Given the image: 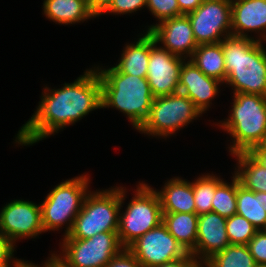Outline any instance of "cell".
<instances>
[{
    "label": "cell",
    "instance_id": "6da1fadb",
    "mask_svg": "<svg viewBox=\"0 0 266 267\" xmlns=\"http://www.w3.org/2000/svg\"><path fill=\"white\" fill-rule=\"evenodd\" d=\"M40 99L34 114L15 135L18 146L35 145L102 108L101 83L95 65L61 88L45 85Z\"/></svg>",
    "mask_w": 266,
    "mask_h": 267
},
{
    "label": "cell",
    "instance_id": "7a4b0ae2",
    "mask_svg": "<svg viewBox=\"0 0 266 267\" xmlns=\"http://www.w3.org/2000/svg\"><path fill=\"white\" fill-rule=\"evenodd\" d=\"M265 42L230 36L221 44L225 59L226 87L233 94H258L266 97ZM229 85V86H228Z\"/></svg>",
    "mask_w": 266,
    "mask_h": 267
},
{
    "label": "cell",
    "instance_id": "3957f363",
    "mask_svg": "<svg viewBox=\"0 0 266 267\" xmlns=\"http://www.w3.org/2000/svg\"><path fill=\"white\" fill-rule=\"evenodd\" d=\"M101 83L102 108L122 112L138 130L148 118L154 96L148 80L119 72L114 66H95Z\"/></svg>",
    "mask_w": 266,
    "mask_h": 267
},
{
    "label": "cell",
    "instance_id": "277c9868",
    "mask_svg": "<svg viewBox=\"0 0 266 267\" xmlns=\"http://www.w3.org/2000/svg\"><path fill=\"white\" fill-rule=\"evenodd\" d=\"M231 104L228 118L216 125L229 134L228 151L235 155L259 146L266 136V97L235 93Z\"/></svg>",
    "mask_w": 266,
    "mask_h": 267
},
{
    "label": "cell",
    "instance_id": "5b68a950",
    "mask_svg": "<svg viewBox=\"0 0 266 267\" xmlns=\"http://www.w3.org/2000/svg\"><path fill=\"white\" fill-rule=\"evenodd\" d=\"M138 183L132 199L123 211L121 209L128 191L126 187L120 186L121 207L117 233L123 248H128L147 231L162 223L163 213L157 193L148 183L143 181Z\"/></svg>",
    "mask_w": 266,
    "mask_h": 267
},
{
    "label": "cell",
    "instance_id": "8992f818",
    "mask_svg": "<svg viewBox=\"0 0 266 267\" xmlns=\"http://www.w3.org/2000/svg\"><path fill=\"white\" fill-rule=\"evenodd\" d=\"M84 173L62 181L47 194L41 207V223L44 232L59 231L65 228L63 236L72 229L84 199L90 191V176ZM65 226V227H63Z\"/></svg>",
    "mask_w": 266,
    "mask_h": 267
},
{
    "label": "cell",
    "instance_id": "52a82bcc",
    "mask_svg": "<svg viewBox=\"0 0 266 267\" xmlns=\"http://www.w3.org/2000/svg\"><path fill=\"white\" fill-rule=\"evenodd\" d=\"M120 186L89 191L71 231L63 239H87L98 233L118 232Z\"/></svg>",
    "mask_w": 266,
    "mask_h": 267
},
{
    "label": "cell",
    "instance_id": "ba28073f",
    "mask_svg": "<svg viewBox=\"0 0 266 267\" xmlns=\"http://www.w3.org/2000/svg\"><path fill=\"white\" fill-rule=\"evenodd\" d=\"M200 116L202 112L194 102L180 92L155 97L148 118L137 131L152 138L166 139L188 127Z\"/></svg>",
    "mask_w": 266,
    "mask_h": 267
},
{
    "label": "cell",
    "instance_id": "9c48e42d",
    "mask_svg": "<svg viewBox=\"0 0 266 267\" xmlns=\"http://www.w3.org/2000/svg\"><path fill=\"white\" fill-rule=\"evenodd\" d=\"M54 255L67 267H105L122 249L117 232H103L87 239H63Z\"/></svg>",
    "mask_w": 266,
    "mask_h": 267
},
{
    "label": "cell",
    "instance_id": "30bf717a",
    "mask_svg": "<svg viewBox=\"0 0 266 267\" xmlns=\"http://www.w3.org/2000/svg\"><path fill=\"white\" fill-rule=\"evenodd\" d=\"M186 15L198 45L222 42L232 36L231 0H204Z\"/></svg>",
    "mask_w": 266,
    "mask_h": 267
},
{
    "label": "cell",
    "instance_id": "8fae6325",
    "mask_svg": "<svg viewBox=\"0 0 266 267\" xmlns=\"http://www.w3.org/2000/svg\"><path fill=\"white\" fill-rule=\"evenodd\" d=\"M128 250L143 267H154L185 257L188 252L169 233L163 223L134 241Z\"/></svg>",
    "mask_w": 266,
    "mask_h": 267
},
{
    "label": "cell",
    "instance_id": "7c38bea8",
    "mask_svg": "<svg viewBox=\"0 0 266 267\" xmlns=\"http://www.w3.org/2000/svg\"><path fill=\"white\" fill-rule=\"evenodd\" d=\"M0 233L14 244L21 239H34L45 233L41 223L40 203L14 199L0 210Z\"/></svg>",
    "mask_w": 266,
    "mask_h": 267
},
{
    "label": "cell",
    "instance_id": "4fadbf2b",
    "mask_svg": "<svg viewBox=\"0 0 266 267\" xmlns=\"http://www.w3.org/2000/svg\"><path fill=\"white\" fill-rule=\"evenodd\" d=\"M185 60L158 46L154 37L149 33V61L146 79L154 97L179 92L180 70Z\"/></svg>",
    "mask_w": 266,
    "mask_h": 267
},
{
    "label": "cell",
    "instance_id": "5bb4252c",
    "mask_svg": "<svg viewBox=\"0 0 266 267\" xmlns=\"http://www.w3.org/2000/svg\"><path fill=\"white\" fill-rule=\"evenodd\" d=\"M144 31H148L161 48L184 59H190L198 46L187 15L168 18L160 23L156 22Z\"/></svg>",
    "mask_w": 266,
    "mask_h": 267
},
{
    "label": "cell",
    "instance_id": "9a60e30c",
    "mask_svg": "<svg viewBox=\"0 0 266 267\" xmlns=\"http://www.w3.org/2000/svg\"><path fill=\"white\" fill-rule=\"evenodd\" d=\"M221 81L206 76L191 60L186 59L180 70L179 92L190 98L202 112L209 111L214 97L219 96Z\"/></svg>",
    "mask_w": 266,
    "mask_h": 267
},
{
    "label": "cell",
    "instance_id": "2e32d148",
    "mask_svg": "<svg viewBox=\"0 0 266 267\" xmlns=\"http://www.w3.org/2000/svg\"><path fill=\"white\" fill-rule=\"evenodd\" d=\"M231 15L232 36L266 43V0H231Z\"/></svg>",
    "mask_w": 266,
    "mask_h": 267
},
{
    "label": "cell",
    "instance_id": "e0dca14e",
    "mask_svg": "<svg viewBox=\"0 0 266 267\" xmlns=\"http://www.w3.org/2000/svg\"><path fill=\"white\" fill-rule=\"evenodd\" d=\"M227 218L216 212L198 216L195 248L190 252L202 265L230 245L226 232Z\"/></svg>",
    "mask_w": 266,
    "mask_h": 267
},
{
    "label": "cell",
    "instance_id": "ac0fdd59",
    "mask_svg": "<svg viewBox=\"0 0 266 267\" xmlns=\"http://www.w3.org/2000/svg\"><path fill=\"white\" fill-rule=\"evenodd\" d=\"M157 193L162 213H196L193 193V182L181 177H173L165 181Z\"/></svg>",
    "mask_w": 266,
    "mask_h": 267
},
{
    "label": "cell",
    "instance_id": "d6986e66",
    "mask_svg": "<svg viewBox=\"0 0 266 267\" xmlns=\"http://www.w3.org/2000/svg\"><path fill=\"white\" fill-rule=\"evenodd\" d=\"M43 15L55 24L73 25L96 18L87 0H44Z\"/></svg>",
    "mask_w": 266,
    "mask_h": 267
},
{
    "label": "cell",
    "instance_id": "ffe728a7",
    "mask_svg": "<svg viewBox=\"0 0 266 267\" xmlns=\"http://www.w3.org/2000/svg\"><path fill=\"white\" fill-rule=\"evenodd\" d=\"M121 52L118 63L114 64V67L121 73L146 78L149 61V32L145 31L138 35L135 42L125 44Z\"/></svg>",
    "mask_w": 266,
    "mask_h": 267
},
{
    "label": "cell",
    "instance_id": "44dd1931",
    "mask_svg": "<svg viewBox=\"0 0 266 267\" xmlns=\"http://www.w3.org/2000/svg\"><path fill=\"white\" fill-rule=\"evenodd\" d=\"M162 223L188 253L195 248L198 226L196 213H163Z\"/></svg>",
    "mask_w": 266,
    "mask_h": 267
},
{
    "label": "cell",
    "instance_id": "7402d4cb",
    "mask_svg": "<svg viewBox=\"0 0 266 267\" xmlns=\"http://www.w3.org/2000/svg\"><path fill=\"white\" fill-rule=\"evenodd\" d=\"M189 60L206 76L215 78L224 84L226 69L221 42L198 45Z\"/></svg>",
    "mask_w": 266,
    "mask_h": 267
},
{
    "label": "cell",
    "instance_id": "603a6c76",
    "mask_svg": "<svg viewBox=\"0 0 266 267\" xmlns=\"http://www.w3.org/2000/svg\"><path fill=\"white\" fill-rule=\"evenodd\" d=\"M263 192L247 190L237 178L236 214L246 218L258 230H266Z\"/></svg>",
    "mask_w": 266,
    "mask_h": 267
},
{
    "label": "cell",
    "instance_id": "cb8c5ba5",
    "mask_svg": "<svg viewBox=\"0 0 266 267\" xmlns=\"http://www.w3.org/2000/svg\"><path fill=\"white\" fill-rule=\"evenodd\" d=\"M232 156L237 161L234 175L240 185L253 192H266V168H263L247 152Z\"/></svg>",
    "mask_w": 266,
    "mask_h": 267
},
{
    "label": "cell",
    "instance_id": "d4e9b609",
    "mask_svg": "<svg viewBox=\"0 0 266 267\" xmlns=\"http://www.w3.org/2000/svg\"><path fill=\"white\" fill-rule=\"evenodd\" d=\"M247 245L230 244L214 254L202 267H256Z\"/></svg>",
    "mask_w": 266,
    "mask_h": 267
},
{
    "label": "cell",
    "instance_id": "484cf974",
    "mask_svg": "<svg viewBox=\"0 0 266 267\" xmlns=\"http://www.w3.org/2000/svg\"><path fill=\"white\" fill-rule=\"evenodd\" d=\"M213 173H204L193 180V193L196 214L198 216L212 212V200L216 187L224 180Z\"/></svg>",
    "mask_w": 266,
    "mask_h": 267
},
{
    "label": "cell",
    "instance_id": "4316f807",
    "mask_svg": "<svg viewBox=\"0 0 266 267\" xmlns=\"http://www.w3.org/2000/svg\"><path fill=\"white\" fill-rule=\"evenodd\" d=\"M230 182L222 181L215 190L212 200V212L229 218L236 214L237 177L232 173Z\"/></svg>",
    "mask_w": 266,
    "mask_h": 267
},
{
    "label": "cell",
    "instance_id": "83f0119b",
    "mask_svg": "<svg viewBox=\"0 0 266 267\" xmlns=\"http://www.w3.org/2000/svg\"><path fill=\"white\" fill-rule=\"evenodd\" d=\"M258 230L246 218L232 215L226 220V232L230 244L247 245Z\"/></svg>",
    "mask_w": 266,
    "mask_h": 267
},
{
    "label": "cell",
    "instance_id": "f1b7e54d",
    "mask_svg": "<svg viewBox=\"0 0 266 267\" xmlns=\"http://www.w3.org/2000/svg\"><path fill=\"white\" fill-rule=\"evenodd\" d=\"M146 8L158 23L168 18L184 15L179 9L177 0H147Z\"/></svg>",
    "mask_w": 266,
    "mask_h": 267
},
{
    "label": "cell",
    "instance_id": "f546056e",
    "mask_svg": "<svg viewBox=\"0 0 266 267\" xmlns=\"http://www.w3.org/2000/svg\"><path fill=\"white\" fill-rule=\"evenodd\" d=\"M147 0H112L110 6L100 15L114 14V15H125L134 14L146 7Z\"/></svg>",
    "mask_w": 266,
    "mask_h": 267
},
{
    "label": "cell",
    "instance_id": "4dcf8cb0",
    "mask_svg": "<svg viewBox=\"0 0 266 267\" xmlns=\"http://www.w3.org/2000/svg\"><path fill=\"white\" fill-rule=\"evenodd\" d=\"M247 246L255 263L266 266V230L257 231Z\"/></svg>",
    "mask_w": 266,
    "mask_h": 267
},
{
    "label": "cell",
    "instance_id": "1f68e13d",
    "mask_svg": "<svg viewBox=\"0 0 266 267\" xmlns=\"http://www.w3.org/2000/svg\"><path fill=\"white\" fill-rule=\"evenodd\" d=\"M105 267H143L136 257L128 250L123 248L114 256Z\"/></svg>",
    "mask_w": 266,
    "mask_h": 267
},
{
    "label": "cell",
    "instance_id": "d6a6232c",
    "mask_svg": "<svg viewBox=\"0 0 266 267\" xmlns=\"http://www.w3.org/2000/svg\"><path fill=\"white\" fill-rule=\"evenodd\" d=\"M15 246L9 238L0 233V264L5 262H27L24 259L14 258Z\"/></svg>",
    "mask_w": 266,
    "mask_h": 267
},
{
    "label": "cell",
    "instance_id": "836d02e7",
    "mask_svg": "<svg viewBox=\"0 0 266 267\" xmlns=\"http://www.w3.org/2000/svg\"><path fill=\"white\" fill-rule=\"evenodd\" d=\"M154 267H202V264L191 253H188L183 258Z\"/></svg>",
    "mask_w": 266,
    "mask_h": 267
},
{
    "label": "cell",
    "instance_id": "e575fe53",
    "mask_svg": "<svg viewBox=\"0 0 266 267\" xmlns=\"http://www.w3.org/2000/svg\"><path fill=\"white\" fill-rule=\"evenodd\" d=\"M112 0H87L90 11L99 17L111 4Z\"/></svg>",
    "mask_w": 266,
    "mask_h": 267
},
{
    "label": "cell",
    "instance_id": "d590c367",
    "mask_svg": "<svg viewBox=\"0 0 266 267\" xmlns=\"http://www.w3.org/2000/svg\"><path fill=\"white\" fill-rule=\"evenodd\" d=\"M204 0H177L180 11L186 15L196 10Z\"/></svg>",
    "mask_w": 266,
    "mask_h": 267
},
{
    "label": "cell",
    "instance_id": "8d00e7d4",
    "mask_svg": "<svg viewBox=\"0 0 266 267\" xmlns=\"http://www.w3.org/2000/svg\"><path fill=\"white\" fill-rule=\"evenodd\" d=\"M247 153L263 168H266V151H264L260 146L253 147Z\"/></svg>",
    "mask_w": 266,
    "mask_h": 267
},
{
    "label": "cell",
    "instance_id": "74e56055",
    "mask_svg": "<svg viewBox=\"0 0 266 267\" xmlns=\"http://www.w3.org/2000/svg\"><path fill=\"white\" fill-rule=\"evenodd\" d=\"M43 267H67L62 261H60L54 253H50V257L46 259L44 264L42 263Z\"/></svg>",
    "mask_w": 266,
    "mask_h": 267
},
{
    "label": "cell",
    "instance_id": "f35d334b",
    "mask_svg": "<svg viewBox=\"0 0 266 267\" xmlns=\"http://www.w3.org/2000/svg\"><path fill=\"white\" fill-rule=\"evenodd\" d=\"M26 262H5L0 267H22Z\"/></svg>",
    "mask_w": 266,
    "mask_h": 267
},
{
    "label": "cell",
    "instance_id": "ab89813d",
    "mask_svg": "<svg viewBox=\"0 0 266 267\" xmlns=\"http://www.w3.org/2000/svg\"><path fill=\"white\" fill-rule=\"evenodd\" d=\"M22 267H43L42 265H36L35 263H32L31 261H27Z\"/></svg>",
    "mask_w": 266,
    "mask_h": 267
},
{
    "label": "cell",
    "instance_id": "60d3db41",
    "mask_svg": "<svg viewBox=\"0 0 266 267\" xmlns=\"http://www.w3.org/2000/svg\"><path fill=\"white\" fill-rule=\"evenodd\" d=\"M264 151H266V136L264 137L262 143L259 145Z\"/></svg>",
    "mask_w": 266,
    "mask_h": 267
},
{
    "label": "cell",
    "instance_id": "b9f144b4",
    "mask_svg": "<svg viewBox=\"0 0 266 267\" xmlns=\"http://www.w3.org/2000/svg\"><path fill=\"white\" fill-rule=\"evenodd\" d=\"M263 209L266 211V192H263Z\"/></svg>",
    "mask_w": 266,
    "mask_h": 267
},
{
    "label": "cell",
    "instance_id": "7bdbcfd3",
    "mask_svg": "<svg viewBox=\"0 0 266 267\" xmlns=\"http://www.w3.org/2000/svg\"><path fill=\"white\" fill-rule=\"evenodd\" d=\"M256 267H266V266H263V265H256Z\"/></svg>",
    "mask_w": 266,
    "mask_h": 267
}]
</instances>
